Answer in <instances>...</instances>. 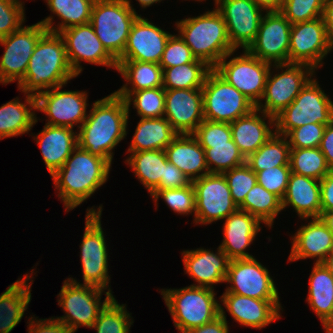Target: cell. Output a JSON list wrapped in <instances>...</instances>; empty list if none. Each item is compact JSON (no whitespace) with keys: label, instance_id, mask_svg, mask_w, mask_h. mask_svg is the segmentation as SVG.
<instances>
[{"label":"cell","instance_id":"9a60e30c","mask_svg":"<svg viewBox=\"0 0 333 333\" xmlns=\"http://www.w3.org/2000/svg\"><path fill=\"white\" fill-rule=\"evenodd\" d=\"M332 49L322 17L291 25L288 64H305L315 70Z\"/></svg>","mask_w":333,"mask_h":333},{"label":"cell","instance_id":"8992f818","mask_svg":"<svg viewBox=\"0 0 333 333\" xmlns=\"http://www.w3.org/2000/svg\"><path fill=\"white\" fill-rule=\"evenodd\" d=\"M130 0H95L91 20L95 34L117 60L124 52L131 26L139 16Z\"/></svg>","mask_w":333,"mask_h":333},{"label":"cell","instance_id":"7bdbcfd3","mask_svg":"<svg viewBox=\"0 0 333 333\" xmlns=\"http://www.w3.org/2000/svg\"><path fill=\"white\" fill-rule=\"evenodd\" d=\"M126 304H119L113 297L100 311L92 329L96 333H129L133 319L127 312Z\"/></svg>","mask_w":333,"mask_h":333},{"label":"cell","instance_id":"1f68e13d","mask_svg":"<svg viewBox=\"0 0 333 333\" xmlns=\"http://www.w3.org/2000/svg\"><path fill=\"white\" fill-rule=\"evenodd\" d=\"M117 63V71L127 81L115 91L118 96L125 99L134 91L163 87V69L158 63L136 60H117Z\"/></svg>","mask_w":333,"mask_h":333},{"label":"cell","instance_id":"6f0895ef","mask_svg":"<svg viewBox=\"0 0 333 333\" xmlns=\"http://www.w3.org/2000/svg\"><path fill=\"white\" fill-rule=\"evenodd\" d=\"M229 326L226 320L224 308L220 306V316L215 320L194 328L186 333H229Z\"/></svg>","mask_w":333,"mask_h":333},{"label":"cell","instance_id":"277c9868","mask_svg":"<svg viewBox=\"0 0 333 333\" xmlns=\"http://www.w3.org/2000/svg\"><path fill=\"white\" fill-rule=\"evenodd\" d=\"M176 28L194 57L212 69L228 53L236 51L230 43L226 23L217 9L182 19L176 22Z\"/></svg>","mask_w":333,"mask_h":333},{"label":"cell","instance_id":"6da1fadb","mask_svg":"<svg viewBox=\"0 0 333 333\" xmlns=\"http://www.w3.org/2000/svg\"><path fill=\"white\" fill-rule=\"evenodd\" d=\"M129 111L115 92L95 101L77 132L78 146L111 165L113 149L127 135Z\"/></svg>","mask_w":333,"mask_h":333},{"label":"cell","instance_id":"d6a6232c","mask_svg":"<svg viewBox=\"0 0 333 333\" xmlns=\"http://www.w3.org/2000/svg\"><path fill=\"white\" fill-rule=\"evenodd\" d=\"M24 95L25 103L16 97L0 107V139L25 134L37 123L36 96Z\"/></svg>","mask_w":333,"mask_h":333},{"label":"cell","instance_id":"b9f144b4","mask_svg":"<svg viewBox=\"0 0 333 333\" xmlns=\"http://www.w3.org/2000/svg\"><path fill=\"white\" fill-rule=\"evenodd\" d=\"M200 146L205 150L209 173L223 174L246 163V158L233 140L228 141V144H200Z\"/></svg>","mask_w":333,"mask_h":333},{"label":"cell","instance_id":"e575fe53","mask_svg":"<svg viewBox=\"0 0 333 333\" xmlns=\"http://www.w3.org/2000/svg\"><path fill=\"white\" fill-rule=\"evenodd\" d=\"M48 8L53 14L61 19V23L54 25L53 16L41 21L47 31L59 33L70 27L89 23L91 11L95 0H45Z\"/></svg>","mask_w":333,"mask_h":333},{"label":"cell","instance_id":"f907efd6","mask_svg":"<svg viewBox=\"0 0 333 333\" xmlns=\"http://www.w3.org/2000/svg\"><path fill=\"white\" fill-rule=\"evenodd\" d=\"M326 125L321 123L307 124L292 129L286 138L291 148H318Z\"/></svg>","mask_w":333,"mask_h":333},{"label":"cell","instance_id":"f546056e","mask_svg":"<svg viewBox=\"0 0 333 333\" xmlns=\"http://www.w3.org/2000/svg\"><path fill=\"white\" fill-rule=\"evenodd\" d=\"M164 151L167 161L181 170L191 182L209 174L205 150L192 134H178Z\"/></svg>","mask_w":333,"mask_h":333},{"label":"cell","instance_id":"5bb4252c","mask_svg":"<svg viewBox=\"0 0 333 333\" xmlns=\"http://www.w3.org/2000/svg\"><path fill=\"white\" fill-rule=\"evenodd\" d=\"M47 31L40 22L21 26L8 36L0 38L4 53L0 60V83L3 85L17 81L25 76L28 63L40 37Z\"/></svg>","mask_w":333,"mask_h":333},{"label":"cell","instance_id":"9f6ffc18","mask_svg":"<svg viewBox=\"0 0 333 333\" xmlns=\"http://www.w3.org/2000/svg\"><path fill=\"white\" fill-rule=\"evenodd\" d=\"M321 214L333 211V171L320 180Z\"/></svg>","mask_w":333,"mask_h":333},{"label":"cell","instance_id":"7a4b0ae2","mask_svg":"<svg viewBox=\"0 0 333 333\" xmlns=\"http://www.w3.org/2000/svg\"><path fill=\"white\" fill-rule=\"evenodd\" d=\"M110 168L111 165L105 159L77 146L63 166L52 175L65 211L69 212L81 205L106 183Z\"/></svg>","mask_w":333,"mask_h":333},{"label":"cell","instance_id":"4316f807","mask_svg":"<svg viewBox=\"0 0 333 333\" xmlns=\"http://www.w3.org/2000/svg\"><path fill=\"white\" fill-rule=\"evenodd\" d=\"M266 118L270 124H266ZM272 127L275 128V118L258 108L230 123L232 140L245 158L256 152L275 133Z\"/></svg>","mask_w":333,"mask_h":333},{"label":"cell","instance_id":"7c38bea8","mask_svg":"<svg viewBox=\"0 0 333 333\" xmlns=\"http://www.w3.org/2000/svg\"><path fill=\"white\" fill-rule=\"evenodd\" d=\"M282 73L273 75L269 71L263 97L264 105H256L260 111L274 118L289 106L300 93V90L312 79L314 69L305 64H273ZM283 68H286L283 71Z\"/></svg>","mask_w":333,"mask_h":333},{"label":"cell","instance_id":"7dc6e473","mask_svg":"<svg viewBox=\"0 0 333 333\" xmlns=\"http://www.w3.org/2000/svg\"><path fill=\"white\" fill-rule=\"evenodd\" d=\"M233 201L239 206L247 193L257 183L256 173L245 163L223 173Z\"/></svg>","mask_w":333,"mask_h":333},{"label":"cell","instance_id":"bcb514c9","mask_svg":"<svg viewBox=\"0 0 333 333\" xmlns=\"http://www.w3.org/2000/svg\"><path fill=\"white\" fill-rule=\"evenodd\" d=\"M164 200L169 208L180 215L194 214L195 219V190L192 182L183 188L160 190L152 199L158 206V199Z\"/></svg>","mask_w":333,"mask_h":333},{"label":"cell","instance_id":"e0dca14e","mask_svg":"<svg viewBox=\"0 0 333 333\" xmlns=\"http://www.w3.org/2000/svg\"><path fill=\"white\" fill-rule=\"evenodd\" d=\"M59 34L63 38L70 66L76 76L82 72V61L117 70V60L103 46L90 22L62 30Z\"/></svg>","mask_w":333,"mask_h":333},{"label":"cell","instance_id":"11a10c76","mask_svg":"<svg viewBox=\"0 0 333 333\" xmlns=\"http://www.w3.org/2000/svg\"><path fill=\"white\" fill-rule=\"evenodd\" d=\"M28 333H73L63 322L55 317L39 319L30 317Z\"/></svg>","mask_w":333,"mask_h":333},{"label":"cell","instance_id":"484cf974","mask_svg":"<svg viewBox=\"0 0 333 333\" xmlns=\"http://www.w3.org/2000/svg\"><path fill=\"white\" fill-rule=\"evenodd\" d=\"M260 223L257 217L239 209L225 218L224 239L219 247L230 260L253 258L245 250L260 232Z\"/></svg>","mask_w":333,"mask_h":333},{"label":"cell","instance_id":"ee69618b","mask_svg":"<svg viewBox=\"0 0 333 333\" xmlns=\"http://www.w3.org/2000/svg\"><path fill=\"white\" fill-rule=\"evenodd\" d=\"M124 100L128 110L133 102V107L136 108L137 115L141 118L164 117L165 89L163 87L134 91Z\"/></svg>","mask_w":333,"mask_h":333},{"label":"cell","instance_id":"f35d334b","mask_svg":"<svg viewBox=\"0 0 333 333\" xmlns=\"http://www.w3.org/2000/svg\"><path fill=\"white\" fill-rule=\"evenodd\" d=\"M211 70L210 66L198 59L191 63L165 68L163 69V88L165 90L200 89Z\"/></svg>","mask_w":333,"mask_h":333},{"label":"cell","instance_id":"2e32d148","mask_svg":"<svg viewBox=\"0 0 333 333\" xmlns=\"http://www.w3.org/2000/svg\"><path fill=\"white\" fill-rule=\"evenodd\" d=\"M63 86L51 88L36 96V110L49 118L47 125L78 128L85 122L87 114L86 91H61Z\"/></svg>","mask_w":333,"mask_h":333},{"label":"cell","instance_id":"f6af8a7d","mask_svg":"<svg viewBox=\"0 0 333 333\" xmlns=\"http://www.w3.org/2000/svg\"><path fill=\"white\" fill-rule=\"evenodd\" d=\"M325 0H283L280 13L291 23L322 17Z\"/></svg>","mask_w":333,"mask_h":333},{"label":"cell","instance_id":"4fadbf2b","mask_svg":"<svg viewBox=\"0 0 333 333\" xmlns=\"http://www.w3.org/2000/svg\"><path fill=\"white\" fill-rule=\"evenodd\" d=\"M195 190V219L197 225L225 219L239 208L231 197L223 174L209 173L192 181Z\"/></svg>","mask_w":333,"mask_h":333},{"label":"cell","instance_id":"f5cc1de1","mask_svg":"<svg viewBox=\"0 0 333 333\" xmlns=\"http://www.w3.org/2000/svg\"><path fill=\"white\" fill-rule=\"evenodd\" d=\"M24 9L0 0V38L18 30L25 22Z\"/></svg>","mask_w":333,"mask_h":333},{"label":"cell","instance_id":"7402d4cb","mask_svg":"<svg viewBox=\"0 0 333 333\" xmlns=\"http://www.w3.org/2000/svg\"><path fill=\"white\" fill-rule=\"evenodd\" d=\"M139 15L133 22L123 54L117 60L160 63L170 33Z\"/></svg>","mask_w":333,"mask_h":333},{"label":"cell","instance_id":"ffe728a7","mask_svg":"<svg viewBox=\"0 0 333 333\" xmlns=\"http://www.w3.org/2000/svg\"><path fill=\"white\" fill-rule=\"evenodd\" d=\"M222 15L231 45L247 49L255 40L263 18V9L253 0H214Z\"/></svg>","mask_w":333,"mask_h":333},{"label":"cell","instance_id":"816d5d0a","mask_svg":"<svg viewBox=\"0 0 333 333\" xmlns=\"http://www.w3.org/2000/svg\"><path fill=\"white\" fill-rule=\"evenodd\" d=\"M199 144H228L232 140L230 123L205 119L192 134Z\"/></svg>","mask_w":333,"mask_h":333},{"label":"cell","instance_id":"74e56055","mask_svg":"<svg viewBox=\"0 0 333 333\" xmlns=\"http://www.w3.org/2000/svg\"><path fill=\"white\" fill-rule=\"evenodd\" d=\"M290 150L286 136L275 132L256 152L246 158V164L255 173L277 166H290Z\"/></svg>","mask_w":333,"mask_h":333},{"label":"cell","instance_id":"4dcf8cb0","mask_svg":"<svg viewBox=\"0 0 333 333\" xmlns=\"http://www.w3.org/2000/svg\"><path fill=\"white\" fill-rule=\"evenodd\" d=\"M30 279L31 275L26 274L0 295V333H10L28 309L33 284Z\"/></svg>","mask_w":333,"mask_h":333},{"label":"cell","instance_id":"681fc988","mask_svg":"<svg viewBox=\"0 0 333 333\" xmlns=\"http://www.w3.org/2000/svg\"><path fill=\"white\" fill-rule=\"evenodd\" d=\"M290 174V166H277L258 171L256 178L257 183L282 200L287 190Z\"/></svg>","mask_w":333,"mask_h":333},{"label":"cell","instance_id":"83f0119b","mask_svg":"<svg viewBox=\"0 0 333 333\" xmlns=\"http://www.w3.org/2000/svg\"><path fill=\"white\" fill-rule=\"evenodd\" d=\"M73 131L69 127L45 124L43 130L34 137L51 176L63 166L78 146L77 133Z\"/></svg>","mask_w":333,"mask_h":333},{"label":"cell","instance_id":"ac0fdd59","mask_svg":"<svg viewBox=\"0 0 333 333\" xmlns=\"http://www.w3.org/2000/svg\"><path fill=\"white\" fill-rule=\"evenodd\" d=\"M291 25L280 11L266 12L255 40L246 50L262 61L288 64Z\"/></svg>","mask_w":333,"mask_h":333},{"label":"cell","instance_id":"680465c9","mask_svg":"<svg viewBox=\"0 0 333 333\" xmlns=\"http://www.w3.org/2000/svg\"><path fill=\"white\" fill-rule=\"evenodd\" d=\"M319 148L325 156L329 169L333 171V120L325 127Z\"/></svg>","mask_w":333,"mask_h":333},{"label":"cell","instance_id":"60d3db41","mask_svg":"<svg viewBox=\"0 0 333 333\" xmlns=\"http://www.w3.org/2000/svg\"><path fill=\"white\" fill-rule=\"evenodd\" d=\"M291 172L322 180L331 170L320 148H291Z\"/></svg>","mask_w":333,"mask_h":333},{"label":"cell","instance_id":"30bf717a","mask_svg":"<svg viewBox=\"0 0 333 333\" xmlns=\"http://www.w3.org/2000/svg\"><path fill=\"white\" fill-rule=\"evenodd\" d=\"M234 52L223 57L213 70L257 105L263 97L272 64L260 60L246 49L244 54L227 61Z\"/></svg>","mask_w":333,"mask_h":333},{"label":"cell","instance_id":"3957f363","mask_svg":"<svg viewBox=\"0 0 333 333\" xmlns=\"http://www.w3.org/2000/svg\"><path fill=\"white\" fill-rule=\"evenodd\" d=\"M75 77L63 38L59 33L46 31L34 48L18 89L24 94L37 96L51 88L64 86Z\"/></svg>","mask_w":333,"mask_h":333},{"label":"cell","instance_id":"9c48e42d","mask_svg":"<svg viewBox=\"0 0 333 333\" xmlns=\"http://www.w3.org/2000/svg\"><path fill=\"white\" fill-rule=\"evenodd\" d=\"M102 205L89 208L86 213L85 230L80 245V260L82 266L84 285L95 286L107 290L110 276L108 275V253L104 231L102 230Z\"/></svg>","mask_w":333,"mask_h":333},{"label":"cell","instance_id":"52a82bcc","mask_svg":"<svg viewBox=\"0 0 333 333\" xmlns=\"http://www.w3.org/2000/svg\"><path fill=\"white\" fill-rule=\"evenodd\" d=\"M333 120V101L325 94L316 79H311L294 101L275 117V132L287 135L297 127Z\"/></svg>","mask_w":333,"mask_h":333},{"label":"cell","instance_id":"ba28073f","mask_svg":"<svg viewBox=\"0 0 333 333\" xmlns=\"http://www.w3.org/2000/svg\"><path fill=\"white\" fill-rule=\"evenodd\" d=\"M103 292L104 290L98 287L81 284L71 277L64 280L57 298L65 315L56 319L63 322L73 333L80 326L91 328L100 311L114 297L106 291V298L101 302Z\"/></svg>","mask_w":333,"mask_h":333},{"label":"cell","instance_id":"8d00e7d4","mask_svg":"<svg viewBox=\"0 0 333 333\" xmlns=\"http://www.w3.org/2000/svg\"><path fill=\"white\" fill-rule=\"evenodd\" d=\"M125 161L151 194L160 183L167 157L164 150H147L130 152Z\"/></svg>","mask_w":333,"mask_h":333},{"label":"cell","instance_id":"8fae6325","mask_svg":"<svg viewBox=\"0 0 333 333\" xmlns=\"http://www.w3.org/2000/svg\"><path fill=\"white\" fill-rule=\"evenodd\" d=\"M202 95L204 119L210 121L231 123L256 108L249 98L213 69L206 76Z\"/></svg>","mask_w":333,"mask_h":333},{"label":"cell","instance_id":"5b68a950","mask_svg":"<svg viewBox=\"0 0 333 333\" xmlns=\"http://www.w3.org/2000/svg\"><path fill=\"white\" fill-rule=\"evenodd\" d=\"M160 291L180 333H186L220 316L221 304L216 301V293L212 288L187 286Z\"/></svg>","mask_w":333,"mask_h":333},{"label":"cell","instance_id":"6125c7cd","mask_svg":"<svg viewBox=\"0 0 333 333\" xmlns=\"http://www.w3.org/2000/svg\"><path fill=\"white\" fill-rule=\"evenodd\" d=\"M320 218L333 233V211L323 212Z\"/></svg>","mask_w":333,"mask_h":333},{"label":"cell","instance_id":"94428289","mask_svg":"<svg viewBox=\"0 0 333 333\" xmlns=\"http://www.w3.org/2000/svg\"><path fill=\"white\" fill-rule=\"evenodd\" d=\"M254 3L266 12L280 11L283 0H253Z\"/></svg>","mask_w":333,"mask_h":333},{"label":"cell","instance_id":"91938a15","mask_svg":"<svg viewBox=\"0 0 333 333\" xmlns=\"http://www.w3.org/2000/svg\"><path fill=\"white\" fill-rule=\"evenodd\" d=\"M322 19L326 28L329 42L333 48V0H325Z\"/></svg>","mask_w":333,"mask_h":333},{"label":"cell","instance_id":"cb8c5ba5","mask_svg":"<svg viewBox=\"0 0 333 333\" xmlns=\"http://www.w3.org/2000/svg\"><path fill=\"white\" fill-rule=\"evenodd\" d=\"M185 274L197 282L190 286L214 288L217 283H224L228 273L230 259L220 248L217 252L213 250L197 248L196 250H186L182 252Z\"/></svg>","mask_w":333,"mask_h":333},{"label":"cell","instance_id":"f1b7e54d","mask_svg":"<svg viewBox=\"0 0 333 333\" xmlns=\"http://www.w3.org/2000/svg\"><path fill=\"white\" fill-rule=\"evenodd\" d=\"M292 206L302 220L321 215L320 180L291 172L286 193L282 199L283 210Z\"/></svg>","mask_w":333,"mask_h":333},{"label":"cell","instance_id":"d590c367","mask_svg":"<svg viewBox=\"0 0 333 333\" xmlns=\"http://www.w3.org/2000/svg\"><path fill=\"white\" fill-rule=\"evenodd\" d=\"M307 302L321 323L333 313V277L324 263H314Z\"/></svg>","mask_w":333,"mask_h":333},{"label":"cell","instance_id":"d6986e66","mask_svg":"<svg viewBox=\"0 0 333 333\" xmlns=\"http://www.w3.org/2000/svg\"><path fill=\"white\" fill-rule=\"evenodd\" d=\"M225 282L231 283L224 293L256 299H279L278 290L268 269L256 258L231 260Z\"/></svg>","mask_w":333,"mask_h":333},{"label":"cell","instance_id":"be15d7a7","mask_svg":"<svg viewBox=\"0 0 333 333\" xmlns=\"http://www.w3.org/2000/svg\"><path fill=\"white\" fill-rule=\"evenodd\" d=\"M322 324L326 333H333V313L327 317Z\"/></svg>","mask_w":333,"mask_h":333},{"label":"cell","instance_id":"d4e9b609","mask_svg":"<svg viewBox=\"0 0 333 333\" xmlns=\"http://www.w3.org/2000/svg\"><path fill=\"white\" fill-rule=\"evenodd\" d=\"M292 249L288 261L317 258L316 263H323L333 250V233L321 218H311L292 236Z\"/></svg>","mask_w":333,"mask_h":333},{"label":"cell","instance_id":"c3c4849f","mask_svg":"<svg viewBox=\"0 0 333 333\" xmlns=\"http://www.w3.org/2000/svg\"><path fill=\"white\" fill-rule=\"evenodd\" d=\"M196 58L180 35H170L159 65L162 69L191 63Z\"/></svg>","mask_w":333,"mask_h":333},{"label":"cell","instance_id":"836d02e7","mask_svg":"<svg viewBox=\"0 0 333 333\" xmlns=\"http://www.w3.org/2000/svg\"><path fill=\"white\" fill-rule=\"evenodd\" d=\"M178 136L165 117L141 118L128 152L147 150H165L166 147Z\"/></svg>","mask_w":333,"mask_h":333},{"label":"cell","instance_id":"44dd1931","mask_svg":"<svg viewBox=\"0 0 333 333\" xmlns=\"http://www.w3.org/2000/svg\"><path fill=\"white\" fill-rule=\"evenodd\" d=\"M164 117L178 134H193L205 120L202 88L165 90Z\"/></svg>","mask_w":333,"mask_h":333},{"label":"cell","instance_id":"603a6c76","mask_svg":"<svg viewBox=\"0 0 333 333\" xmlns=\"http://www.w3.org/2000/svg\"><path fill=\"white\" fill-rule=\"evenodd\" d=\"M220 299L233 319L242 326L260 330L281 318L279 299H256L234 293H224Z\"/></svg>","mask_w":333,"mask_h":333},{"label":"cell","instance_id":"e7e4bbea","mask_svg":"<svg viewBox=\"0 0 333 333\" xmlns=\"http://www.w3.org/2000/svg\"><path fill=\"white\" fill-rule=\"evenodd\" d=\"M324 265L329 269L333 277V250L329 253L326 260L323 262Z\"/></svg>","mask_w":333,"mask_h":333},{"label":"cell","instance_id":"003e7915","mask_svg":"<svg viewBox=\"0 0 333 333\" xmlns=\"http://www.w3.org/2000/svg\"><path fill=\"white\" fill-rule=\"evenodd\" d=\"M4 1H7V2L12 3V4H15V5H17V6H19V7H21V8L24 9V6H23L24 2H21L19 0H4Z\"/></svg>","mask_w":333,"mask_h":333},{"label":"cell","instance_id":"ab89813d","mask_svg":"<svg viewBox=\"0 0 333 333\" xmlns=\"http://www.w3.org/2000/svg\"><path fill=\"white\" fill-rule=\"evenodd\" d=\"M238 208L257 217L268 228L273 226L275 217L283 210L282 200L259 183L252 187Z\"/></svg>","mask_w":333,"mask_h":333},{"label":"cell","instance_id":"03108f58","mask_svg":"<svg viewBox=\"0 0 333 333\" xmlns=\"http://www.w3.org/2000/svg\"><path fill=\"white\" fill-rule=\"evenodd\" d=\"M136 1L139 2L140 6L142 8H146V7L151 6L154 3H157V2L160 3L162 0H136Z\"/></svg>","mask_w":333,"mask_h":333},{"label":"cell","instance_id":"db71d44e","mask_svg":"<svg viewBox=\"0 0 333 333\" xmlns=\"http://www.w3.org/2000/svg\"><path fill=\"white\" fill-rule=\"evenodd\" d=\"M191 180L179 170L174 164L166 161L164 163V172L161 176L158 187L150 194L153 198L160 190L172 189V188H183L188 186Z\"/></svg>","mask_w":333,"mask_h":333}]
</instances>
